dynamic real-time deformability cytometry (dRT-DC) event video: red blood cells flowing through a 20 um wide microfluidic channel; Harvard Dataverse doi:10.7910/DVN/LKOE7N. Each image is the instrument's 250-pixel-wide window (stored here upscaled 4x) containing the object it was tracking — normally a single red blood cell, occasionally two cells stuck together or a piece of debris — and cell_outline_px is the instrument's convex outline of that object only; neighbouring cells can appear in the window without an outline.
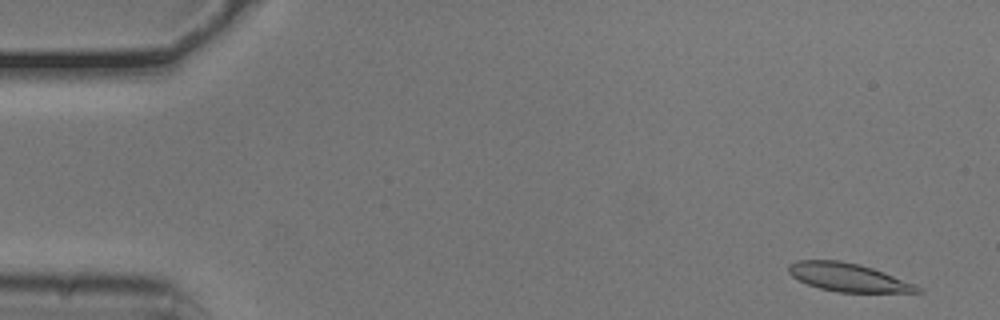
{"species": "common noctule bat (a hibernating species)", "species_latin": "Nyctalus noctula", "temperature_condition": "cold", "stored_images_in_passage": 53, "camera_frame_rate_fps": 3000, "um_per_image_px": 0.085, "animal": {"sex": "male", "body_mass_g": 20.5, "forearm_length_mm": 52.5}, "frame": {"image": 1, "passage_image": 3, "time_ms": 0.667, "image_size_px": [1000, 320], "cell_outline_px": [[924, 292], [836, 292], [820, 288], [808, 284], [792, 276], [788, 272], [788, 264], [796, 260], [840, 260], [860, 264], [884, 272], [916, 284], [924, 288]], "centroid_in_image_um": [72.12, 23.57], "position_along_channel_um": 12.9, "area_um2": 21.33}}
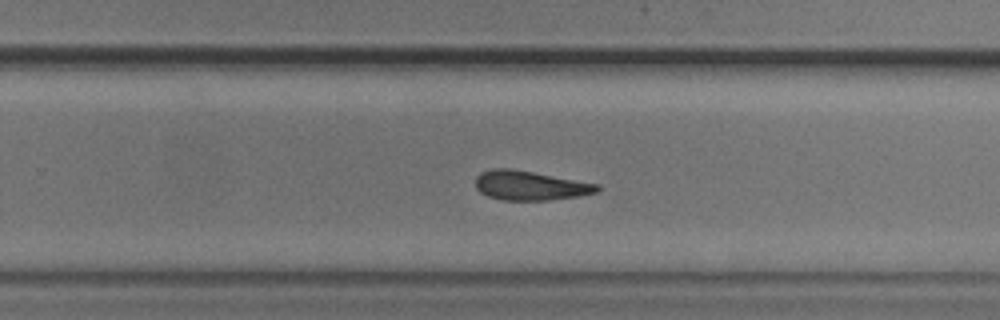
{"frame": {"image": 2, "passage_image": 34, "time_ms": 11.0, "image_size_px": [1000, 320], "cell_outline_px": [[600, 188], [596, 192], [580, 196], [548, 200], [500, 200], [488, 196], [480, 192], [476, 188], [476, 176], [480, 172], [492, 168], [508, 168], [532, 172], [600, 184]], "centroid_in_image_um": [45.04, 15.77], "position_along_channel_um": 284.8, "area_um2": 20.81}}
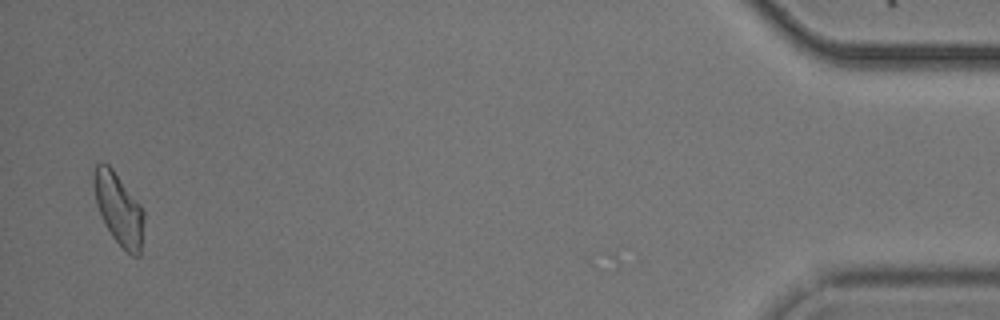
{"frame": {"image": 3, "passage_image": 52, "time_ms": 17.0, "image_size_px": [1000, 320], "cell_outline_px": [[144, 220], [140, 256], [132, 256], [112, 236], [104, 224], [100, 216], [96, 204], [92, 180], [92, 172], [96, 164], [108, 164], [112, 168], [140, 204], [144, 212]], "centroid_in_image_um": [10.07, 17.75], "position_along_channel_um": 425.1, "area_um2": 20.98}, "authors_computed_cell_mechanics": {"area_um2": 21.5016, "velocity_mm_per_s": 3.7632, "shape_relaxation_time_tau1_ms": 6.4, "shape_relaxation_time_tau2_ms": 6.6251, "deformation_change_tau1": 0.1619, "deformation_change_tau2": 0.1703}}